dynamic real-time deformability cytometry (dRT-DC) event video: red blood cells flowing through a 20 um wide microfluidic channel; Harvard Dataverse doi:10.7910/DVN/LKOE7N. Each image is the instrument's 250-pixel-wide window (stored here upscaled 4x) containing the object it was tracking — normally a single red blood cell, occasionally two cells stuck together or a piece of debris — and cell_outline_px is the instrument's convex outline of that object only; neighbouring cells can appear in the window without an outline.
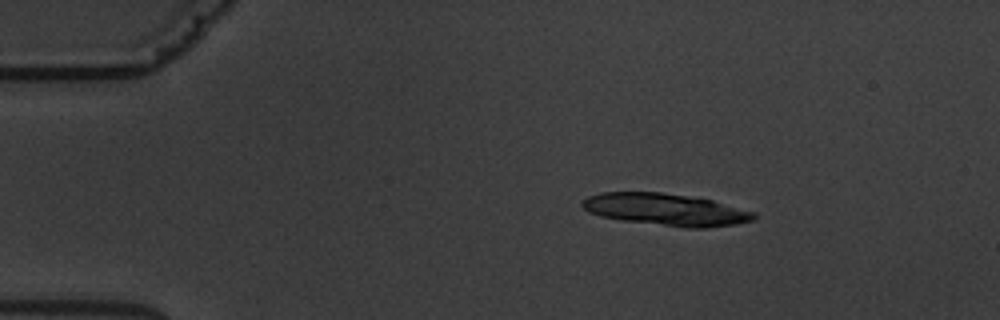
{"species": "common noctule bat (a hibernating species)", "species_latin": "Nyctalus noctula", "temperature_condition": "warm", "stored_images_in_passage": 3, "camera_frame_rate_fps": 3000, "um_per_image_px": 0.085, "animal": {"sex": "male", "body_mass_g": 19.5, "forearm_length_mm": 54.6}, "frame": {"image": 1, "passage_image": 1, "time_ms": 0.0, "image_size_px": [1000, 320], "cell_outline_px": [[756, 220], [736, 224], [708, 228], [684, 228], [624, 220], [600, 216], [588, 212], [580, 204], [588, 196], [600, 192], [660, 192], [712, 200], [756, 212]], "centroid_in_image_um": [56.62, 17.82], "position_along_channel_um": 28.4, "area_um2": 32.08}}